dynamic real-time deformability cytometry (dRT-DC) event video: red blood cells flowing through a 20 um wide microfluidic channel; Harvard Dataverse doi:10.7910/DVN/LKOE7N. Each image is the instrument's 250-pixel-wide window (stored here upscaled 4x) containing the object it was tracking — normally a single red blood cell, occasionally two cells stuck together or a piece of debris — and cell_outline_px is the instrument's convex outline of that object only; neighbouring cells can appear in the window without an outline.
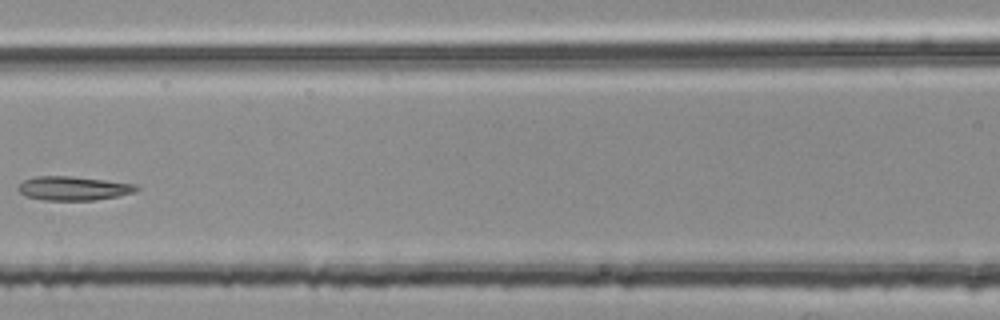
{"species": "common noctule bat (a hibernating species)", "species_latin": "Nyctalus noctula", "temperature_condition": "room temperature", "stored_images_in_passage": 4, "segment_of_instrument_passage": [2, 2], "camera_frame_rate_fps": 3000, "um_per_image_px": 0.085, "animal": {"sex": "female", "body_mass_g": 25.1}, "frame": {"image": 1, "passage_image": 4, "time_ms": 1.0, "image_size_px": [1000, 320], "cell_outline_px": [[140, 188], [132, 192], [116, 196], [96, 200], [40, 200], [24, 196], [16, 188], [24, 180], [36, 176], [68, 176], [104, 180], [136, 184]], "centroid_in_image_um": [6.18, 16.01], "position_along_channel_um": 160.4, "area_um2": 16.42}}